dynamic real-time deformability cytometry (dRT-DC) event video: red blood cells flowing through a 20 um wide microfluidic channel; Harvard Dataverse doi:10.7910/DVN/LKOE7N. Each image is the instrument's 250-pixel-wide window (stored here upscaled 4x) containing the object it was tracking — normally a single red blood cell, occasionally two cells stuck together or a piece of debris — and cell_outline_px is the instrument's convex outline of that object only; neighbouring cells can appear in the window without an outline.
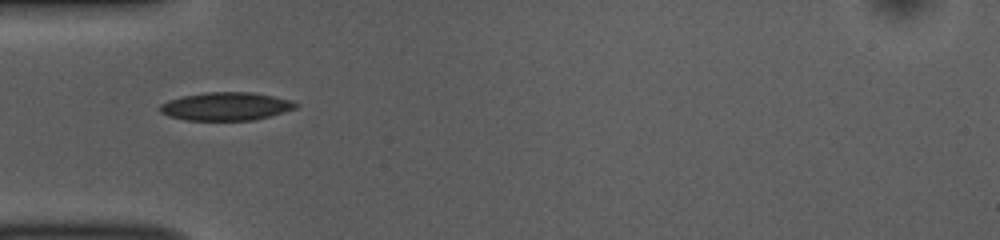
{"species": "common noctule bat (a hibernating species)", "species_latin": "Nyctalus noctula", "temperature_condition": "room temperature", "stored_images_in_passage": 37, "camera_frame_rate_fps": 3000, "um_per_image_px": 0.085, "animal": {"sex": "female", "body_mass_g": 10.0, "forearm_length_mm": 53.1}, "frame": {"image": 1, "passage_image": 1, "time_ms": 0.0, "image_size_px": [1000, 240], "cell_outline_px": [[300, 104], [296, 108], [284, 112], [252, 120], [184, 120], [168, 116], [160, 112], [160, 104], [168, 100], [184, 96], [204, 92], [252, 92], [292, 100]], "centroid_in_image_um": [19.2, 9.04], "position_along_channel_um": 65.8, "area_um2": 22.25}}
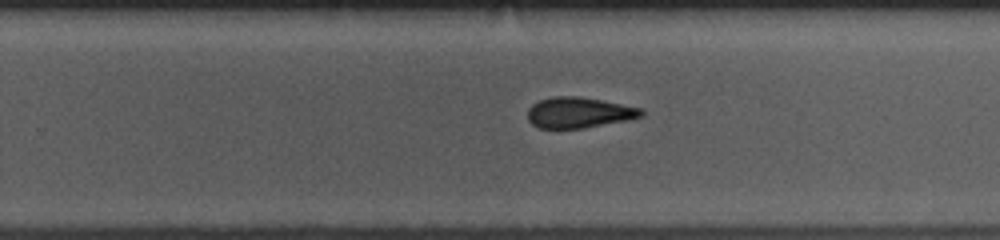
{"frame": {"image": 2, "passage_image": 18, "time_ms": 5.667, "image_size_px": [1000, 240], "cell_outline_px": [[644, 116], [628, 120], [584, 128], [540, 128], [532, 124], [528, 120], [528, 108], [532, 104], [540, 100], [552, 96], [576, 96], [600, 100], [640, 108], [644, 112]], "centroid_in_image_um": [49.19, 9.57], "position_along_channel_um": 280.6, "area_um2": 20.23}}
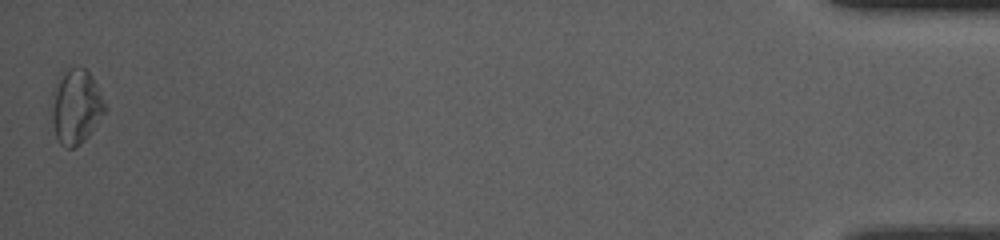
{"frame": {"image": 3, "passage_image": 37, "time_ms": 12.0, "image_size_px": [1000, 240], "cell_outline_px": [[108, 108], [88, 136], [80, 144], [72, 148], [64, 148], [60, 144], [56, 136], [48, 104], [56, 76], [60, 72], [68, 68], [84, 68], [92, 76]], "centroid_in_image_um": [6.4, 9.04], "position_along_channel_um": 428.8, "area_um2": 23.87}, "authors_computed_cell_mechanics": {"area_um2": 21.097, "velocity_mm_per_s": 3.789, "shape_relaxation_time_tau1_ms": 4.4983, "shape_relaxation_time_tau2_ms": 5.5224, "deformation_change_tau1": 0.1073, "deformation_change_tau2": 0.1155}}